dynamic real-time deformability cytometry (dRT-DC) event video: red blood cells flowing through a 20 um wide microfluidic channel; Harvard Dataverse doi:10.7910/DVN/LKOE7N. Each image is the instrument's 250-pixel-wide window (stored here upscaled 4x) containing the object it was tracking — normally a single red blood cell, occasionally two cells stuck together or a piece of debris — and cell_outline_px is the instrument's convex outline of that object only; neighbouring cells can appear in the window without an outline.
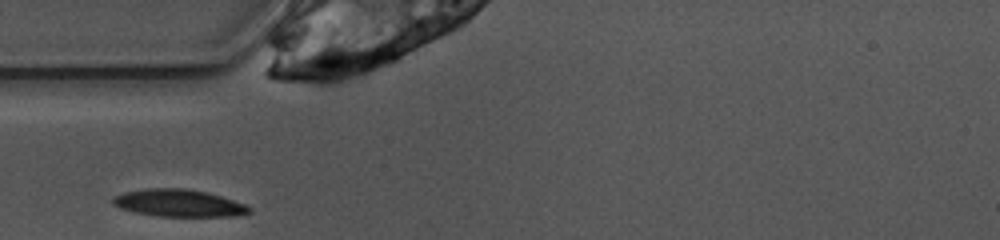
{"species": "common noctule bat (a hibernating species)", "species_latin": "Nyctalus noctula", "temperature_condition": "warm", "stored_images_in_passage": 22, "camera_frame_rate_fps": 3000, "um_per_image_px": 0.085, "animal": {"sex": "female", "body_mass_g": 10.0, "forearm_length_mm": 53.1}, "frame": {"image": 1, "passage_image": 1, "time_ms": 0.0, "image_size_px": [1000, 240], "cell_outline_px": [[252, 212], [236, 216], [156, 216], [136, 212], [120, 208], [112, 204], [112, 196], [124, 192], [148, 188], [184, 188], [208, 192], [244, 204], [252, 208]], "centroid_in_image_um": [15.18, 17.26], "position_along_channel_um": 69.8, "area_um2": 21.68}}
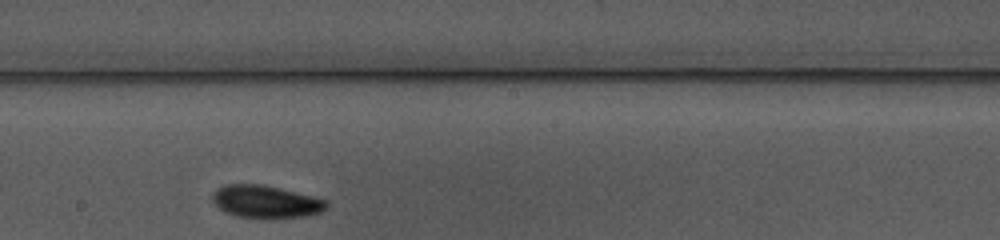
{"frame": {"image": 2, "passage_image": 13, "time_ms": 4.0, "image_size_px": [1000, 240], "cell_outline_px": [[328, 204], [320, 212], [304, 216], [272, 220], [264, 220], [236, 216], [224, 212], [212, 200], [212, 192], [216, 188], [224, 184], [264, 184], [328, 200]], "centroid_in_image_um": [22.56, 17.16], "position_along_channel_um": 225.6, "area_um2": 22.2}}
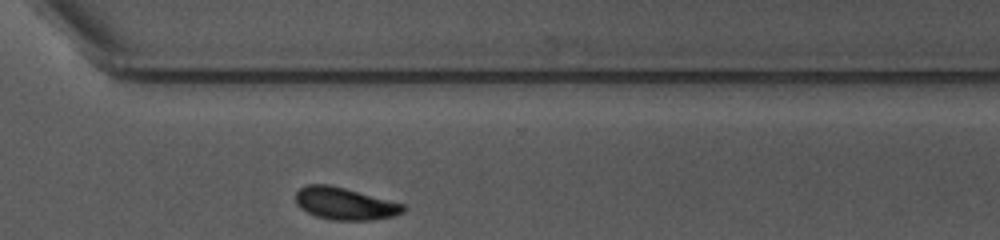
{"frame": {"image": 3, "passage_image": 22, "time_ms": 7.0, "image_size_px": [1000, 240], "cell_outline_px": [[404, 212], [392, 216], [372, 220], [332, 220], [316, 216], [300, 208], [296, 204], [296, 192], [300, 188], [308, 184], [328, 184], [344, 188], [404, 204]], "centroid_in_image_um": [29.28, 17.31], "position_along_channel_um": 341.3, "area_um2": 20.0}}